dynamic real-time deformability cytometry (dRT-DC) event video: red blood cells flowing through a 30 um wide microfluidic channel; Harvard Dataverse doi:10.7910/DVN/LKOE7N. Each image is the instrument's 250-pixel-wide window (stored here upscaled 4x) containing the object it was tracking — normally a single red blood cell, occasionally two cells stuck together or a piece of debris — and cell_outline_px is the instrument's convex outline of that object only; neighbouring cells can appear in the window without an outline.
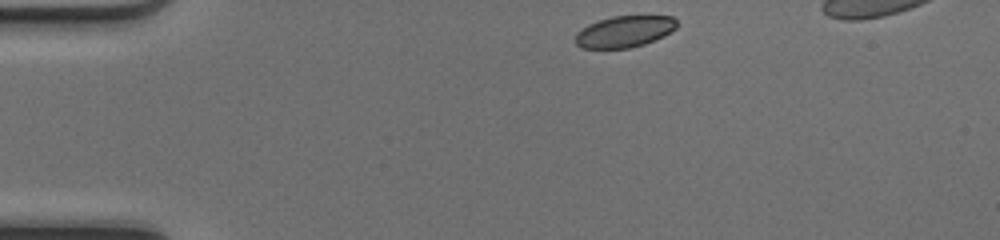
{"species": "common noctule bat (a hibernating species)", "species_latin": "Nyctalus noctula", "temperature_condition": "cold", "stored_images_in_passage": 37, "camera_frame_rate_fps": 3000, "um_per_image_px": 0.085, "animal": {"sex": "female", "body_mass_g": 17.0, "forearm_length_mm": 48.0}, "frame": {"image": 1, "passage_image": 1, "time_ms": 0.0, "image_size_px": [1000, 240], "cell_outline_px": [[676, 28], [664, 36], [644, 44], [628, 48], [580, 48], [576, 44], [576, 32], [588, 24], [612, 16], [672, 16], [676, 20]], "centroid_in_image_um": [53.06, 2.68], "position_along_channel_um": 31.9, "area_um2": 18.5}}
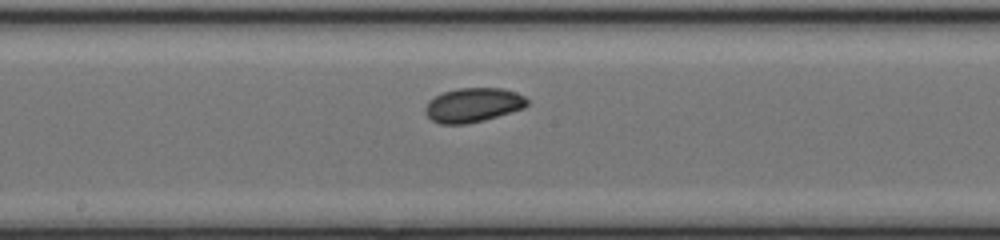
{"frame": {"image": 2, "passage_image": 18, "time_ms": 5.667, "image_size_px": [1000, 240], "cell_outline_px": [[528, 104], [524, 108], [484, 120], [464, 124], [440, 124], [432, 120], [424, 112], [424, 108], [428, 100], [444, 92], [460, 88], [504, 88], [516, 92], [524, 96], [528, 100]], "centroid_in_image_um": [40.21, 8.92], "position_along_channel_um": 208.0, "area_um2": 20.35}}
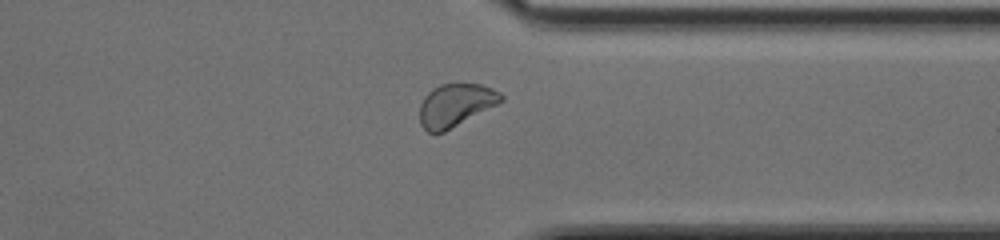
{"frame": {"image": 3, "passage_image": 30, "time_ms": 9.667, "image_size_px": [1000, 240], "cell_outline_px": [[504, 100], [444, 132], [428, 132], [420, 124], [420, 104], [424, 96], [432, 88], [440, 84], [456, 80], [460, 80], [480, 84], [492, 88], [500, 92], [504, 96]], "centroid_in_image_um": [38.71, 8.86], "position_along_channel_um": 372.7, "area_um2": 20.75}}